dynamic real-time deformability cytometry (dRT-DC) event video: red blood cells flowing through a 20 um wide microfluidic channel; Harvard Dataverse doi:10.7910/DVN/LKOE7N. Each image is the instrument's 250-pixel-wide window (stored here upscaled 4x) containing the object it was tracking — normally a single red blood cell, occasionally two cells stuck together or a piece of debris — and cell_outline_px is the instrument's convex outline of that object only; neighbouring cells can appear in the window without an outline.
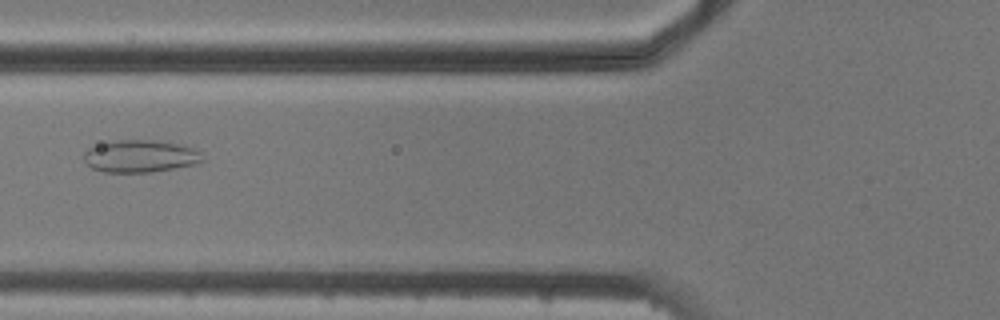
{"species": "common noctule bat (a hibernating species)", "species_latin": "Nyctalus noctula", "temperature_condition": "cold", "stored_images_in_passage": 6, "camera_frame_rate_fps": 3000, "um_per_image_px": 0.085, "animal": {"sex": "male", "body_mass_g": 20.5, "forearm_length_mm": 52.5}, "frame": {"image": 1, "passage_image": 6, "time_ms": 6.667, "image_size_px": [1000, 320], "cell_outline_px": [[204, 160], [196, 164], [176, 168], [152, 172], [104, 172], [92, 168], [84, 160], [84, 152], [88, 148], [108, 140], [152, 140], [176, 144], [196, 148], [200, 152]], "centroid_in_image_um": [11.91, 13.27], "position_along_channel_um": 113.9, "area_um2": 22.48}}